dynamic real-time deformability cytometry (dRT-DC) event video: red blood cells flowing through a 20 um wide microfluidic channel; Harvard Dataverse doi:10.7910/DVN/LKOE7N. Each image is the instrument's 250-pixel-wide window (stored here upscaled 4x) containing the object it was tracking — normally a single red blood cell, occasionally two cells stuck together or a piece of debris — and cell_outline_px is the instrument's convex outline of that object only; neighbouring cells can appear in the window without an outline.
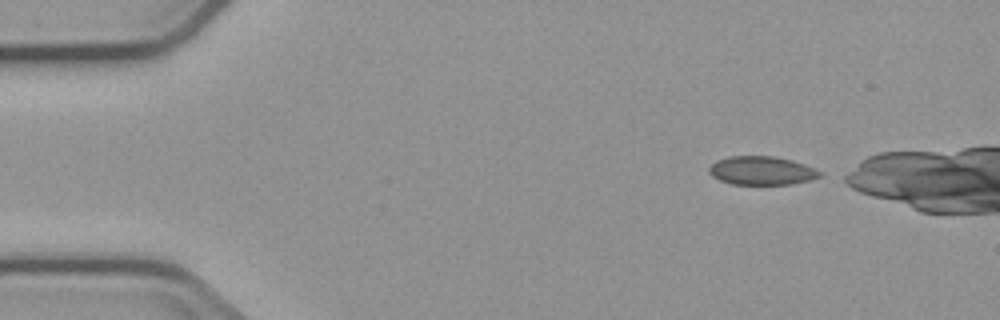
{"species": "common noctule bat (a hibernating species)", "species_latin": "Nyctalus noctula", "temperature_condition": "cold", "stored_images_in_passage": 4, "camera_frame_rate_fps": 3000, "um_per_image_px": 0.085, "animal": {"sex": "male", "body_mass_g": 23.1, "forearm_length_mm": 52.7}, "frame": {"image": 1, "passage_image": 1, "time_ms": 0.0, "image_size_px": [1000, 320], "cell_outline_px": [[824, 172], [820, 176], [812, 180], [792, 184], [732, 184], [720, 180], [712, 176], [708, 172], [708, 168], [716, 160], [728, 156], [776, 156], [792, 160], [804, 164]], "centroid_in_image_um": [64.75, 14.5], "position_along_channel_um": 20.2, "area_um2": 18.61}}